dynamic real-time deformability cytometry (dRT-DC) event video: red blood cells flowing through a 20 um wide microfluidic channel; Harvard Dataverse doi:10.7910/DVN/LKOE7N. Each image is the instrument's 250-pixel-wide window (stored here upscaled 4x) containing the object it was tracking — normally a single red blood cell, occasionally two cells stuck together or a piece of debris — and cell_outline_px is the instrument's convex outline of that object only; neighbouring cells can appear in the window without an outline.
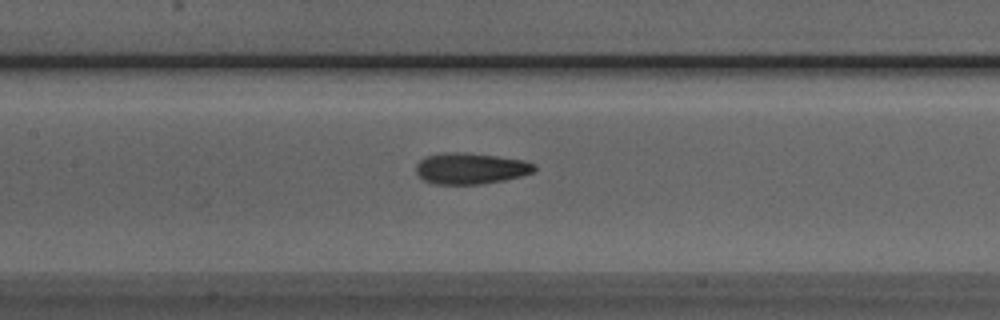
{"species": "Egyptian fruit bat (a non-hibernating species)", "species_latin": "Rousettus aegyptiacus", "temperature_condition": "room temperature", "stored_images_in_passage": 40, "camera_frame_rate_fps": 3000, "um_per_image_px": 0.085, "animal": {"sex": "male"}, "frame": {"image": 1, "passage_image": 16, "time_ms": 5.0, "image_size_px": [1000, 320], "cell_outline_px": [[536, 168], [532, 172], [520, 176], [504, 180], [484, 184], [432, 184], [424, 180], [416, 172], [416, 164], [420, 160], [428, 156], [444, 152], [464, 152], [496, 156], [524, 160], [536, 164]], "centroid_in_image_um": [40.0, 14.32], "position_along_channel_um": 167.4, "area_um2": 21.5}}
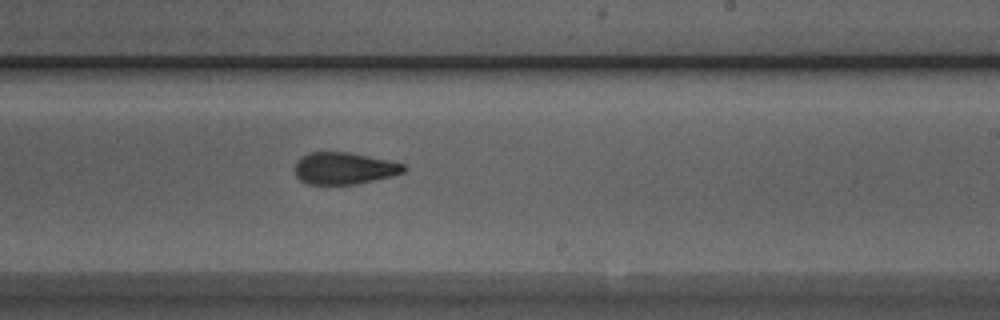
{"frame": {"image": 2, "passage_image": 23, "time_ms": 7.333, "image_size_px": [1000, 320], "cell_outline_px": [[408, 168], [404, 172], [392, 176], [356, 184], [308, 184], [300, 180], [296, 176], [296, 160], [300, 156], [308, 152], [348, 152], [388, 160], [404, 164]], "centroid_in_image_um": [29.25, 14.3], "position_along_channel_um": 259.8, "area_um2": 20.29}}
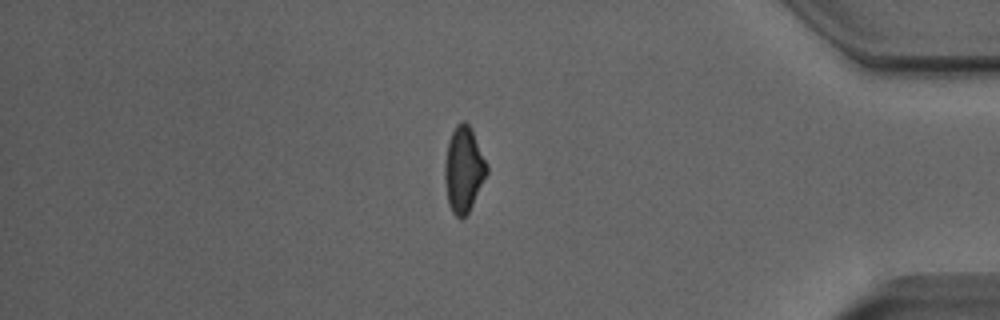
{"frame": {"image": 3, "passage_image": 36, "time_ms": 11.667, "image_size_px": [1000, 320], "cell_outline_px": [[488, 172], [468, 212], [460, 220], [452, 212], [448, 204], [444, 180], [444, 164], [448, 144], [452, 132], [456, 124], [464, 120], [472, 128], [488, 164]], "centroid_in_image_um": [39.41, 14.38], "position_along_channel_um": 395.8, "area_um2": 21.04}, "authors_computed_cell_mechanics": {"area_um2": 20.8947, "velocity_mm_per_s": 3.976, "shape_relaxation_time_tau1_ms": 11.3761, "shape_relaxation_time_tau2_ms": 3.1914, "deformation_change_tau1": 0.2563, "deformation_change_tau2": 0.1091}}